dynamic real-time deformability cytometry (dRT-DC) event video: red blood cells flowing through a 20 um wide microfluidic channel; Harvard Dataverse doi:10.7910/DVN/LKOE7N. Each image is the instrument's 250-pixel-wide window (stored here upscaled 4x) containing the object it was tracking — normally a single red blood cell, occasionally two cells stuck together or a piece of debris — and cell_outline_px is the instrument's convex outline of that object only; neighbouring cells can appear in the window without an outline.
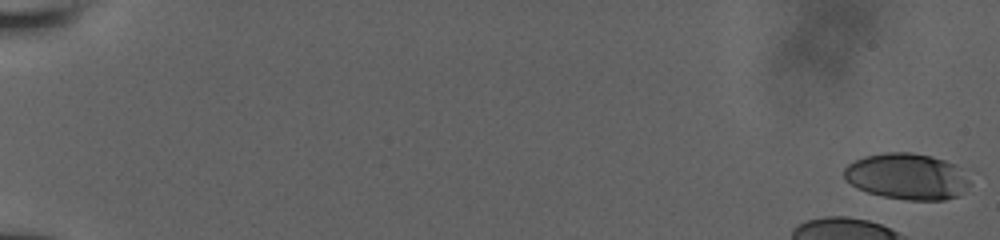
{"species": "human", "species_latin": "Homo sapiens", "temperature_condition": "room temperature", "stored_images_in_passage": 6, "camera_frame_rate_fps": 3000, "um_per_image_px": 0.085, "donor": {"sex": "male"}, "frame": {"image": 1, "passage_image": 1, "time_ms": 0.0, "image_size_px": [1000, 240], "cell_outline_px": [[972, 184], [960, 196], [944, 200], [908, 200], [884, 196], [868, 192], [856, 188], [844, 180], [844, 168], [848, 164], [864, 156], [884, 152], [912, 152], [932, 156], [956, 164]], "centroid_in_image_um": [77.1, 15.0], "position_along_channel_um": 7.9, "area_um2": 34.16}}